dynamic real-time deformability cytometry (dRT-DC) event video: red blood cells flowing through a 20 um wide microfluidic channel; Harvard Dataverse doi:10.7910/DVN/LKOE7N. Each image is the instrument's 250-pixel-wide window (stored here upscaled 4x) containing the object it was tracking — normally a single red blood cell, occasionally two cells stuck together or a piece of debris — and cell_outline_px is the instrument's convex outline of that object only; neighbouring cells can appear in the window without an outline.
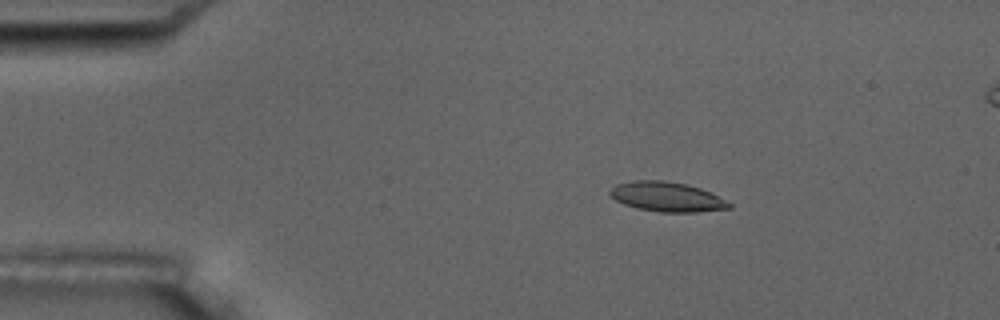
{"species": "common noctule bat (a hibernating species)", "species_latin": "Nyctalus noctula", "temperature_condition": "room temperature", "stored_images_in_passage": 6, "segment_of_instrument_passage": [1, 2], "camera_frame_rate_fps": 3000, "um_per_image_px": 0.085, "animal": {"sex": "male", "body_mass_g": 17.5, "forearm_length_mm": 52.3}, "frame": {"image": 1, "passage_image": 3, "time_ms": 2.333, "image_size_px": [1000, 320], "cell_outline_px": [[732, 208], [696, 212], [660, 212], [636, 208], [624, 204], [616, 200], [608, 192], [616, 184], [632, 180], [664, 180], [684, 184], [700, 188], [732, 204]], "centroid_in_image_um": [56.65, 16.73], "position_along_channel_um": 28.4, "area_um2": 20.4}}